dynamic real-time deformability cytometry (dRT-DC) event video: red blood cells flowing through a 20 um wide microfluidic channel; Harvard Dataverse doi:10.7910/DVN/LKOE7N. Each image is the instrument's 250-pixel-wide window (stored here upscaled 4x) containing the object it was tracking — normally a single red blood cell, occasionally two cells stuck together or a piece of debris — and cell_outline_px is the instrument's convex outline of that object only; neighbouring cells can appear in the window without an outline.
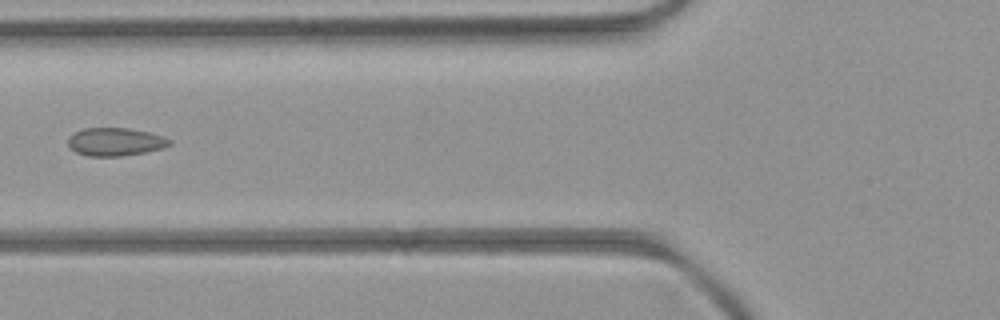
{"species": "common noctule bat (a hibernating species)", "species_latin": "Nyctalus noctula", "temperature_condition": "room temperature", "stored_images_in_passage": 6, "camera_frame_rate_fps": 3000, "um_per_image_px": 0.085, "animal": {"sex": "female", "body_mass_g": 21.9}, "frame": {"image": 1, "passage_image": 6, "time_ms": 6.667, "image_size_px": [1000, 320], "cell_outline_px": [[172, 144], [164, 148], [144, 152], [120, 156], [88, 156], [76, 152], [68, 144], [68, 136], [84, 128], [128, 128], [148, 132], [172, 140]], "centroid_in_image_um": [9.8, 12.05], "position_along_channel_um": 116.0, "area_um2": 16.47}}